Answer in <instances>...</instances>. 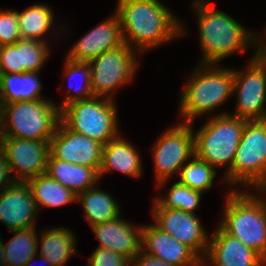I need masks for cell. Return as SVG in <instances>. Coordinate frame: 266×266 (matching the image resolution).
<instances>
[{
	"mask_svg": "<svg viewBox=\"0 0 266 266\" xmlns=\"http://www.w3.org/2000/svg\"><path fill=\"white\" fill-rule=\"evenodd\" d=\"M115 102L94 96L71 102L60 110V121L68 129L105 145L120 134Z\"/></svg>",
	"mask_w": 266,
	"mask_h": 266,
	"instance_id": "8",
	"label": "cell"
},
{
	"mask_svg": "<svg viewBox=\"0 0 266 266\" xmlns=\"http://www.w3.org/2000/svg\"><path fill=\"white\" fill-rule=\"evenodd\" d=\"M1 74L23 73L20 58V40L15 44L0 47Z\"/></svg>",
	"mask_w": 266,
	"mask_h": 266,
	"instance_id": "33",
	"label": "cell"
},
{
	"mask_svg": "<svg viewBox=\"0 0 266 266\" xmlns=\"http://www.w3.org/2000/svg\"><path fill=\"white\" fill-rule=\"evenodd\" d=\"M123 42L141 53L186 35L181 20L159 0H118Z\"/></svg>",
	"mask_w": 266,
	"mask_h": 266,
	"instance_id": "1",
	"label": "cell"
},
{
	"mask_svg": "<svg viewBox=\"0 0 266 266\" xmlns=\"http://www.w3.org/2000/svg\"><path fill=\"white\" fill-rule=\"evenodd\" d=\"M211 234L203 266H266V261L219 225Z\"/></svg>",
	"mask_w": 266,
	"mask_h": 266,
	"instance_id": "18",
	"label": "cell"
},
{
	"mask_svg": "<svg viewBox=\"0 0 266 266\" xmlns=\"http://www.w3.org/2000/svg\"><path fill=\"white\" fill-rule=\"evenodd\" d=\"M49 143L55 159L93 167L99 172L103 145L98 141L68 129L60 121Z\"/></svg>",
	"mask_w": 266,
	"mask_h": 266,
	"instance_id": "14",
	"label": "cell"
},
{
	"mask_svg": "<svg viewBox=\"0 0 266 266\" xmlns=\"http://www.w3.org/2000/svg\"><path fill=\"white\" fill-rule=\"evenodd\" d=\"M0 145H1V128H0Z\"/></svg>",
	"mask_w": 266,
	"mask_h": 266,
	"instance_id": "41",
	"label": "cell"
},
{
	"mask_svg": "<svg viewBox=\"0 0 266 266\" xmlns=\"http://www.w3.org/2000/svg\"><path fill=\"white\" fill-rule=\"evenodd\" d=\"M155 225L169 233L175 240L187 245L202 260L205 258L210 241L200 219L196 214L179 209L153 208Z\"/></svg>",
	"mask_w": 266,
	"mask_h": 266,
	"instance_id": "13",
	"label": "cell"
},
{
	"mask_svg": "<svg viewBox=\"0 0 266 266\" xmlns=\"http://www.w3.org/2000/svg\"><path fill=\"white\" fill-rule=\"evenodd\" d=\"M88 266H131V261L118 253L97 247L87 262Z\"/></svg>",
	"mask_w": 266,
	"mask_h": 266,
	"instance_id": "34",
	"label": "cell"
},
{
	"mask_svg": "<svg viewBox=\"0 0 266 266\" xmlns=\"http://www.w3.org/2000/svg\"><path fill=\"white\" fill-rule=\"evenodd\" d=\"M13 182L3 150L0 148V191Z\"/></svg>",
	"mask_w": 266,
	"mask_h": 266,
	"instance_id": "36",
	"label": "cell"
},
{
	"mask_svg": "<svg viewBox=\"0 0 266 266\" xmlns=\"http://www.w3.org/2000/svg\"><path fill=\"white\" fill-rule=\"evenodd\" d=\"M43 232V233H42ZM39 256L45 257L53 266H65L69 258L77 253L76 235L65 227H53L50 229H42Z\"/></svg>",
	"mask_w": 266,
	"mask_h": 266,
	"instance_id": "22",
	"label": "cell"
},
{
	"mask_svg": "<svg viewBox=\"0 0 266 266\" xmlns=\"http://www.w3.org/2000/svg\"><path fill=\"white\" fill-rule=\"evenodd\" d=\"M46 173L77 196L97 185L100 179L95 168L57 160L51 154L48 157Z\"/></svg>",
	"mask_w": 266,
	"mask_h": 266,
	"instance_id": "21",
	"label": "cell"
},
{
	"mask_svg": "<svg viewBox=\"0 0 266 266\" xmlns=\"http://www.w3.org/2000/svg\"><path fill=\"white\" fill-rule=\"evenodd\" d=\"M49 142L1 137L0 148L6 157L13 181L27 182L47 171Z\"/></svg>",
	"mask_w": 266,
	"mask_h": 266,
	"instance_id": "12",
	"label": "cell"
},
{
	"mask_svg": "<svg viewBox=\"0 0 266 266\" xmlns=\"http://www.w3.org/2000/svg\"><path fill=\"white\" fill-rule=\"evenodd\" d=\"M64 67H65L63 70L64 79L68 78L72 82L73 79H75V77L76 78L80 77L82 83L81 85H75V86L73 85L74 88L70 83L69 89L67 88L66 90L68 91V94L65 96L63 103L57 104L60 110L71 102L78 100H85L93 97V94L91 92L89 64L84 62H73L66 58ZM73 89L75 93L72 92Z\"/></svg>",
	"mask_w": 266,
	"mask_h": 266,
	"instance_id": "30",
	"label": "cell"
},
{
	"mask_svg": "<svg viewBox=\"0 0 266 266\" xmlns=\"http://www.w3.org/2000/svg\"><path fill=\"white\" fill-rule=\"evenodd\" d=\"M224 177L230 186L266 190V119L246 121L232 168Z\"/></svg>",
	"mask_w": 266,
	"mask_h": 266,
	"instance_id": "6",
	"label": "cell"
},
{
	"mask_svg": "<svg viewBox=\"0 0 266 266\" xmlns=\"http://www.w3.org/2000/svg\"><path fill=\"white\" fill-rule=\"evenodd\" d=\"M17 16L19 32L22 39L48 43L44 35L52 29L54 25L53 22H55V14L50 6H46L45 4H34L23 9L22 12L17 11Z\"/></svg>",
	"mask_w": 266,
	"mask_h": 266,
	"instance_id": "26",
	"label": "cell"
},
{
	"mask_svg": "<svg viewBox=\"0 0 266 266\" xmlns=\"http://www.w3.org/2000/svg\"><path fill=\"white\" fill-rule=\"evenodd\" d=\"M116 218L93 225L91 229L99 241L98 247L112 250L130 261L141 250L142 225L135 226L124 218Z\"/></svg>",
	"mask_w": 266,
	"mask_h": 266,
	"instance_id": "19",
	"label": "cell"
},
{
	"mask_svg": "<svg viewBox=\"0 0 266 266\" xmlns=\"http://www.w3.org/2000/svg\"><path fill=\"white\" fill-rule=\"evenodd\" d=\"M37 211L27 182L13 181L0 191V222L10 231L35 227Z\"/></svg>",
	"mask_w": 266,
	"mask_h": 266,
	"instance_id": "15",
	"label": "cell"
},
{
	"mask_svg": "<svg viewBox=\"0 0 266 266\" xmlns=\"http://www.w3.org/2000/svg\"><path fill=\"white\" fill-rule=\"evenodd\" d=\"M48 43L37 40L20 39V58L23 73L41 72L50 56Z\"/></svg>",
	"mask_w": 266,
	"mask_h": 266,
	"instance_id": "31",
	"label": "cell"
},
{
	"mask_svg": "<svg viewBox=\"0 0 266 266\" xmlns=\"http://www.w3.org/2000/svg\"><path fill=\"white\" fill-rule=\"evenodd\" d=\"M168 190L162 197L159 195L154 198L153 208L179 209L195 214L194 210H198L203 192L194 190L179 180Z\"/></svg>",
	"mask_w": 266,
	"mask_h": 266,
	"instance_id": "28",
	"label": "cell"
},
{
	"mask_svg": "<svg viewBox=\"0 0 266 266\" xmlns=\"http://www.w3.org/2000/svg\"><path fill=\"white\" fill-rule=\"evenodd\" d=\"M59 122L60 109L52 100L0 104L1 137L50 141Z\"/></svg>",
	"mask_w": 266,
	"mask_h": 266,
	"instance_id": "5",
	"label": "cell"
},
{
	"mask_svg": "<svg viewBox=\"0 0 266 266\" xmlns=\"http://www.w3.org/2000/svg\"><path fill=\"white\" fill-rule=\"evenodd\" d=\"M131 266H176L159 258L146 254L142 250L131 260Z\"/></svg>",
	"mask_w": 266,
	"mask_h": 266,
	"instance_id": "35",
	"label": "cell"
},
{
	"mask_svg": "<svg viewBox=\"0 0 266 266\" xmlns=\"http://www.w3.org/2000/svg\"><path fill=\"white\" fill-rule=\"evenodd\" d=\"M208 119L204 126L194 132L195 155L216 170L226 165L224 174H227L232 168L247 120L226 112Z\"/></svg>",
	"mask_w": 266,
	"mask_h": 266,
	"instance_id": "7",
	"label": "cell"
},
{
	"mask_svg": "<svg viewBox=\"0 0 266 266\" xmlns=\"http://www.w3.org/2000/svg\"><path fill=\"white\" fill-rule=\"evenodd\" d=\"M77 201L82 204L84 218L91 227L121 215V208L116 199L114 200L110 193L102 191L96 185L79 194Z\"/></svg>",
	"mask_w": 266,
	"mask_h": 266,
	"instance_id": "24",
	"label": "cell"
},
{
	"mask_svg": "<svg viewBox=\"0 0 266 266\" xmlns=\"http://www.w3.org/2000/svg\"><path fill=\"white\" fill-rule=\"evenodd\" d=\"M34 258H36V256H33L28 262H27V264L25 265V266H30L31 265V263L33 262V260H34ZM40 258V261L42 262V263H44L45 265L47 264V266L49 265V266H53L52 264H50V262L45 258V257H39Z\"/></svg>",
	"mask_w": 266,
	"mask_h": 266,
	"instance_id": "39",
	"label": "cell"
},
{
	"mask_svg": "<svg viewBox=\"0 0 266 266\" xmlns=\"http://www.w3.org/2000/svg\"><path fill=\"white\" fill-rule=\"evenodd\" d=\"M219 64H199L183 87L179 116L181 122L192 123L195 118L219 109L233 95V68Z\"/></svg>",
	"mask_w": 266,
	"mask_h": 266,
	"instance_id": "4",
	"label": "cell"
},
{
	"mask_svg": "<svg viewBox=\"0 0 266 266\" xmlns=\"http://www.w3.org/2000/svg\"><path fill=\"white\" fill-rule=\"evenodd\" d=\"M191 8L198 20L202 51L199 64H217L236 52L243 53L251 45L255 46L260 37L259 32L246 30L238 20L216 9L207 0H194Z\"/></svg>",
	"mask_w": 266,
	"mask_h": 266,
	"instance_id": "2",
	"label": "cell"
},
{
	"mask_svg": "<svg viewBox=\"0 0 266 266\" xmlns=\"http://www.w3.org/2000/svg\"><path fill=\"white\" fill-rule=\"evenodd\" d=\"M193 124L179 122L160 134L153 145L151 155L157 188H162L174 173L179 174L181 167L195 154Z\"/></svg>",
	"mask_w": 266,
	"mask_h": 266,
	"instance_id": "10",
	"label": "cell"
},
{
	"mask_svg": "<svg viewBox=\"0 0 266 266\" xmlns=\"http://www.w3.org/2000/svg\"><path fill=\"white\" fill-rule=\"evenodd\" d=\"M36 227L12 230L14 236L7 243H3L4 257L7 266H25L33 257L37 256L38 234Z\"/></svg>",
	"mask_w": 266,
	"mask_h": 266,
	"instance_id": "27",
	"label": "cell"
},
{
	"mask_svg": "<svg viewBox=\"0 0 266 266\" xmlns=\"http://www.w3.org/2000/svg\"><path fill=\"white\" fill-rule=\"evenodd\" d=\"M22 39L19 32L17 11L0 8V47L15 44Z\"/></svg>",
	"mask_w": 266,
	"mask_h": 266,
	"instance_id": "32",
	"label": "cell"
},
{
	"mask_svg": "<svg viewBox=\"0 0 266 266\" xmlns=\"http://www.w3.org/2000/svg\"><path fill=\"white\" fill-rule=\"evenodd\" d=\"M4 241L0 237V266H7L6 260L4 257V247H3Z\"/></svg>",
	"mask_w": 266,
	"mask_h": 266,
	"instance_id": "38",
	"label": "cell"
},
{
	"mask_svg": "<svg viewBox=\"0 0 266 266\" xmlns=\"http://www.w3.org/2000/svg\"><path fill=\"white\" fill-rule=\"evenodd\" d=\"M39 72L1 74L0 104L45 99L41 95Z\"/></svg>",
	"mask_w": 266,
	"mask_h": 266,
	"instance_id": "23",
	"label": "cell"
},
{
	"mask_svg": "<svg viewBox=\"0 0 266 266\" xmlns=\"http://www.w3.org/2000/svg\"><path fill=\"white\" fill-rule=\"evenodd\" d=\"M265 35H266V33H265ZM261 38L266 43V36H264V39H263V36Z\"/></svg>",
	"mask_w": 266,
	"mask_h": 266,
	"instance_id": "40",
	"label": "cell"
},
{
	"mask_svg": "<svg viewBox=\"0 0 266 266\" xmlns=\"http://www.w3.org/2000/svg\"><path fill=\"white\" fill-rule=\"evenodd\" d=\"M121 134L103 145L100 180L105 173L118 171L130 178H139L143 173L142 160L136 148Z\"/></svg>",
	"mask_w": 266,
	"mask_h": 266,
	"instance_id": "20",
	"label": "cell"
},
{
	"mask_svg": "<svg viewBox=\"0 0 266 266\" xmlns=\"http://www.w3.org/2000/svg\"><path fill=\"white\" fill-rule=\"evenodd\" d=\"M233 188L226 196L219 226L266 261V190H256V195Z\"/></svg>",
	"mask_w": 266,
	"mask_h": 266,
	"instance_id": "3",
	"label": "cell"
},
{
	"mask_svg": "<svg viewBox=\"0 0 266 266\" xmlns=\"http://www.w3.org/2000/svg\"><path fill=\"white\" fill-rule=\"evenodd\" d=\"M38 210L40 207L53 208L77 202V195L61 185L48 173H41L27 181Z\"/></svg>",
	"mask_w": 266,
	"mask_h": 266,
	"instance_id": "25",
	"label": "cell"
},
{
	"mask_svg": "<svg viewBox=\"0 0 266 266\" xmlns=\"http://www.w3.org/2000/svg\"><path fill=\"white\" fill-rule=\"evenodd\" d=\"M141 250L176 266H203L202 259L191 248L155 224L142 226Z\"/></svg>",
	"mask_w": 266,
	"mask_h": 266,
	"instance_id": "17",
	"label": "cell"
},
{
	"mask_svg": "<svg viewBox=\"0 0 266 266\" xmlns=\"http://www.w3.org/2000/svg\"><path fill=\"white\" fill-rule=\"evenodd\" d=\"M122 31L118 15L97 24L72 45L66 58L73 62L88 63L104 52L123 44Z\"/></svg>",
	"mask_w": 266,
	"mask_h": 266,
	"instance_id": "16",
	"label": "cell"
},
{
	"mask_svg": "<svg viewBox=\"0 0 266 266\" xmlns=\"http://www.w3.org/2000/svg\"><path fill=\"white\" fill-rule=\"evenodd\" d=\"M217 170L206 161L198 158L195 154L187 161L180 170L179 181L186 186L205 192L213 186Z\"/></svg>",
	"mask_w": 266,
	"mask_h": 266,
	"instance_id": "29",
	"label": "cell"
},
{
	"mask_svg": "<svg viewBox=\"0 0 266 266\" xmlns=\"http://www.w3.org/2000/svg\"><path fill=\"white\" fill-rule=\"evenodd\" d=\"M138 52L126 43L108 50L89 61L91 92L94 97L114 99L120 86L131 83L139 67Z\"/></svg>",
	"mask_w": 266,
	"mask_h": 266,
	"instance_id": "9",
	"label": "cell"
},
{
	"mask_svg": "<svg viewBox=\"0 0 266 266\" xmlns=\"http://www.w3.org/2000/svg\"><path fill=\"white\" fill-rule=\"evenodd\" d=\"M262 35H260L259 39L256 42V45L254 48L255 53L254 57L262 64V66L266 69V43L261 38Z\"/></svg>",
	"mask_w": 266,
	"mask_h": 266,
	"instance_id": "37",
	"label": "cell"
},
{
	"mask_svg": "<svg viewBox=\"0 0 266 266\" xmlns=\"http://www.w3.org/2000/svg\"><path fill=\"white\" fill-rule=\"evenodd\" d=\"M243 71L233 69L235 112L231 115L247 121L266 119V69L252 55Z\"/></svg>",
	"mask_w": 266,
	"mask_h": 266,
	"instance_id": "11",
	"label": "cell"
}]
</instances>
